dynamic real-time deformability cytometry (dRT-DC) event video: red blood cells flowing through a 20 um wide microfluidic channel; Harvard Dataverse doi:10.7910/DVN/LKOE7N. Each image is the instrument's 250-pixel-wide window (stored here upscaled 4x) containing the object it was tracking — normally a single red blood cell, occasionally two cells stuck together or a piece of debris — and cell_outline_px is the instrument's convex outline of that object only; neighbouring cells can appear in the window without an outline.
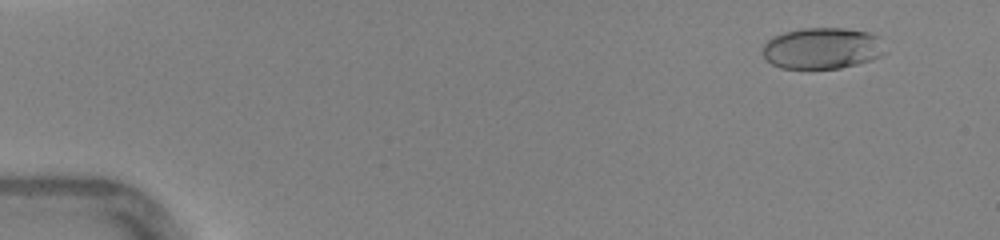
{"species": "human", "species_latin": "Homo sapiens", "temperature_condition": "warm", "stored_images_in_passage": 46, "camera_frame_rate_fps": 3000, "um_per_image_px": 0.085, "donor": {"sex": "female"}, "frame": {"image": 1, "passage_image": 4, "time_ms": 1.0, "image_size_px": [1000, 240], "cell_outline_px": [[888, 52], [872, 60], [840, 68], [780, 68], [764, 60], [764, 44], [772, 36], [784, 32], [804, 28], [844, 28], [868, 32], [880, 36]], "centroid_in_image_um": [69.93, 4.1], "position_along_channel_um": 15.1, "area_um2": 29.77}}
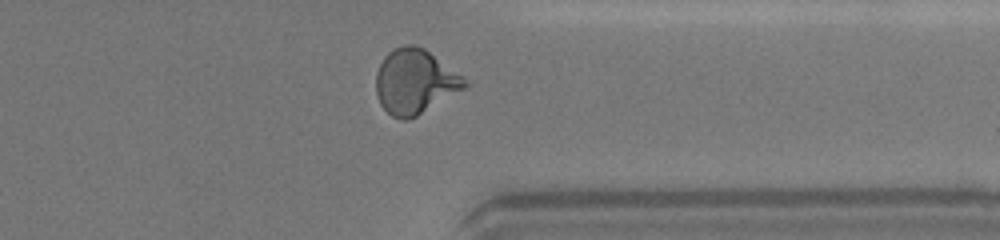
{"frame": {"image": 2, "passage_image": 37, "time_ms": 12.0, "image_size_px": [1000, 240], "cell_outline_px": [[472, 84], [416, 116], [408, 120], [400, 120], [392, 116], [380, 104], [376, 92], [376, 72], [384, 56], [392, 48], [404, 44], [416, 44], [424, 48], [464, 76]], "centroid_in_image_um": [35.27, 6.91], "position_along_channel_um": 376.1, "area_um2": 33.7}}
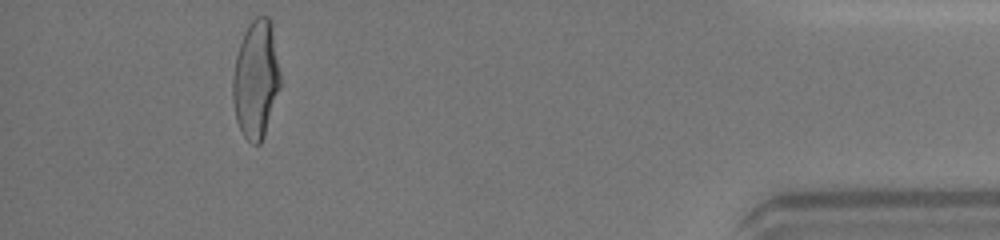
{"frame": {"image": 3, "passage_image": 43, "time_ms": 14.0, "image_size_px": [1000, 240], "cell_outline_px": [[280, 88], [264, 136], [260, 144], [252, 144], [244, 136], [236, 120], [232, 100], [232, 76], [236, 56], [244, 32], [248, 24], [256, 16], [268, 16], [272, 28], [280, 72]], "centroid_in_image_um": [21.74, 6.76], "position_along_channel_um": 413.5, "area_um2": 32.66}, "authors_computed_cell_mechanics": {"area_um2": 31.7322, "velocity_mm_per_s": 4.4248, "shape_relaxation_time_tau1_ms": 4.1951, "shape_relaxation_time_tau2_ms": 0.6044, "deformation_change_tau1": 0.1935, "deformation_change_tau2": 0.0628}}